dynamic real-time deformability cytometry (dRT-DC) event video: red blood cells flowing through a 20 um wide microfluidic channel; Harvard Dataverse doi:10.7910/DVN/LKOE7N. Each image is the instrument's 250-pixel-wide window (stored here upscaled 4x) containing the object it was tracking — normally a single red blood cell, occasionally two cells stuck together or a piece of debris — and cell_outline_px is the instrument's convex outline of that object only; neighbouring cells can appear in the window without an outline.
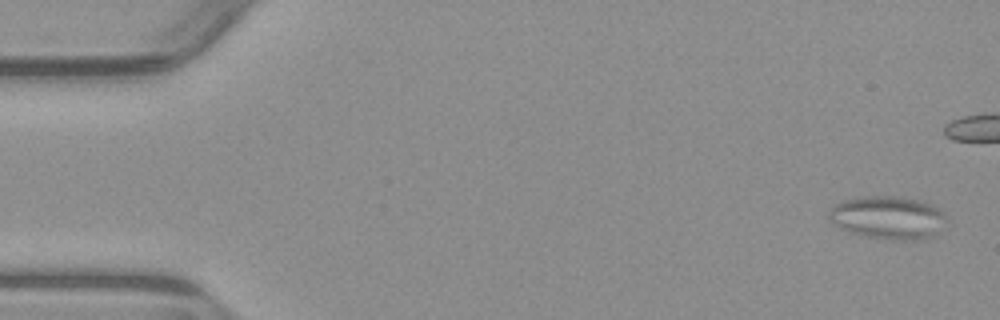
{"species": "common noctule bat (a hibernating species)", "species_latin": "Nyctalus noctula", "temperature_condition": "warm", "stored_images_in_passage": 56, "camera_frame_rate_fps": 3000, "um_per_image_px": 0.085, "animal": {"sex": "male", "body_mass_g": 23.1, "forearm_length_mm": 52.7}, "frame": {"image": 1, "passage_image": 2, "time_ms": 0.333, "image_size_px": [1000, 320], "cell_outline_px": [[948, 220], [936, 236], [928, 240], [888, 240], [848, 232], [832, 224], [828, 220], [828, 212], [836, 204], [844, 200], [864, 196], [904, 196], [924, 200], [940, 208], [948, 216]], "centroid_in_image_um": [75.56, 18.5], "position_along_channel_um": 9.4, "area_um2": 30.46}}
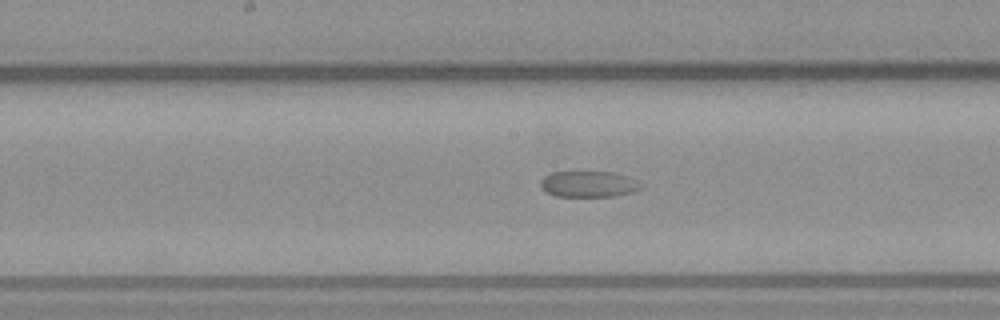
{"frame": {"image": 2, "passage_image": 28, "time_ms": 9.0, "image_size_px": [1000, 320], "cell_outline_px": [[644, 184], [640, 188], [632, 192], [616, 196], [556, 196], [548, 192], [540, 184], [540, 180], [544, 176], [552, 172], [572, 168], [576, 168], [612, 172], [624, 176]], "centroid_in_image_um": [49.98, 15.58], "position_along_channel_um": 198.2, "area_um2": 15.9}}
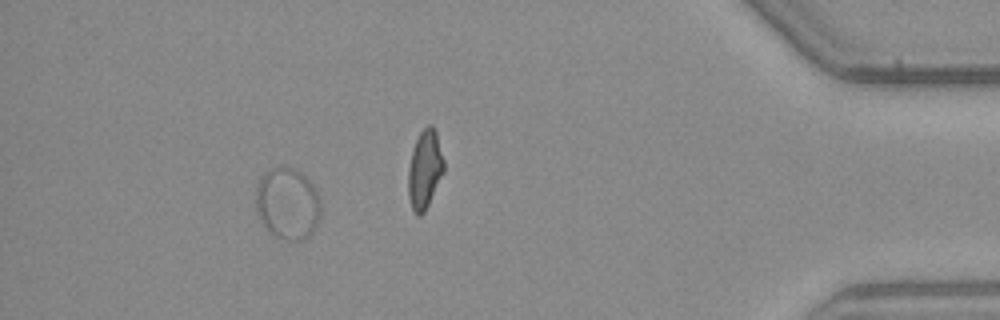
{"frame": {"image": 3, "passage_image": 50, "time_ms": 16.333, "image_size_px": [1000, 320], "cell_outline_px": [[320, 216], [316, 228], [304, 240], [284, 240], [272, 236], [268, 232], [260, 220], [256, 208], [256, 184], [260, 176], [264, 172], [280, 164], [284, 164], [296, 168], [316, 188], [320, 196]], "centroid_in_image_um": [24.43, 17.28], "position_along_channel_um": 410.8, "area_um2": 27.98}}